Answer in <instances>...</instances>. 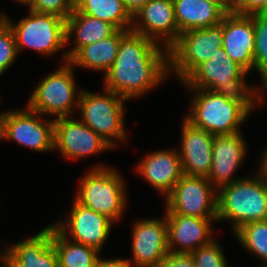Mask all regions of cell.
Wrapping results in <instances>:
<instances>
[{"label":"cell","instance_id":"cell-41","mask_svg":"<svg viewBox=\"0 0 267 267\" xmlns=\"http://www.w3.org/2000/svg\"><path fill=\"white\" fill-rule=\"evenodd\" d=\"M2 267H12L11 264L7 261Z\"/></svg>","mask_w":267,"mask_h":267},{"label":"cell","instance_id":"cell-4","mask_svg":"<svg viewBox=\"0 0 267 267\" xmlns=\"http://www.w3.org/2000/svg\"><path fill=\"white\" fill-rule=\"evenodd\" d=\"M194 97L185 119L214 136L233 135L251 115L240 103L209 89H191Z\"/></svg>","mask_w":267,"mask_h":267},{"label":"cell","instance_id":"cell-37","mask_svg":"<svg viewBox=\"0 0 267 267\" xmlns=\"http://www.w3.org/2000/svg\"><path fill=\"white\" fill-rule=\"evenodd\" d=\"M259 170L267 178V148L265 150H263L261 160H260Z\"/></svg>","mask_w":267,"mask_h":267},{"label":"cell","instance_id":"cell-31","mask_svg":"<svg viewBox=\"0 0 267 267\" xmlns=\"http://www.w3.org/2000/svg\"><path fill=\"white\" fill-rule=\"evenodd\" d=\"M29 9L36 13L52 14L66 20L75 9V0H34Z\"/></svg>","mask_w":267,"mask_h":267},{"label":"cell","instance_id":"cell-15","mask_svg":"<svg viewBox=\"0 0 267 267\" xmlns=\"http://www.w3.org/2000/svg\"><path fill=\"white\" fill-rule=\"evenodd\" d=\"M131 30L169 49L180 35L173 0H149L133 16Z\"/></svg>","mask_w":267,"mask_h":267},{"label":"cell","instance_id":"cell-9","mask_svg":"<svg viewBox=\"0 0 267 267\" xmlns=\"http://www.w3.org/2000/svg\"><path fill=\"white\" fill-rule=\"evenodd\" d=\"M28 16L16 24L7 14L0 17L13 30L18 54L23 48L34 49L42 55L60 52L66 43V20L52 14L36 13L29 9Z\"/></svg>","mask_w":267,"mask_h":267},{"label":"cell","instance_id":"cell-39","mask_svg":"<svg viewBox=\"0 0 267 267\" xmlns=\"http://www.w3.org/2000/svg\"><path fill=\"white\" fill-rule=\"evenodd\" d=\"M15 2L21 3L26 5L27 7H30L34 0H14Z\"/></svg>","mask_w":267,"mask_h":267},{"label":"cell","instance_id":"cell-11","mask_svg":"<svg viewBox=\"0 0 267 267\" xmlns=\"http://www.w3.org/2000/svg\"><path fill=\"white\" fill-rule=\"evenodd\" d=\"M164 203L165 214L217 218V189L207 177L183 175Z\"/></svg>","mask_w":267,"mask_h":267},{"label":"cell","instance_id":"cell-7","mask_svg":"<svg viewBox=\"0 0 267 267\" xmlns=\"http://www.w3.org/2000/svg\"><path fill=\"white\" fill-rule=\"evenodd\" d=\"M223 47L222 22L202 29L181 32L169 50V73L181 83L202 63L209 61Z\"/></svg>","mask_w":267,"mask_h":267},{"label":"cell","instance_id":"cell-25","mask_svg":"<svg viewBox=\"0 0 267 267\" xmlns=\"http://www.w3.org/2000/svg\"><path fill=\"white\" fill-rule=\"evenodd\" d=\"M52 244L59 267H97L100 252L87 245L69 240L52 224Z\"/></svg>","mask_w":267,"mask_h":267},{"label":"cell","instance_id":"cell-19","mask_svg":"<svg viewBox=\"0 0 267 267\" xmlns=\"http://www.w3.org/2000/svg\"><path fill=\"white\" fill-rule=\"evenodd\" d=\"M243 138L241 132L214 137L211 171L207 179L217 190L241 179L234 178V173L246 157L247 144Z\"/></svg>","mask_w":267,"mask_h":267},{"label":"cell","instance_id":"cell-18","mask_svg":"<svg viewBox=\"0 0 267 267\" xmlns=\"http://www.w3.org/2000/svg\"><path fill=\"white\" fill-rule=\"evenodd\" d=\"M223 48L234 62L250 72L254 69L255 28L252 15L236 13L223 17Z\"/></svg>","mask_w":267,"mask_h":267},{"label":"cell","instance_id":"cell-29","mask_svg":"<svg viewBox=\"0 0 267 267\" xmlns=\"http://www.w3.org/2000/svg\"><path fill=\"white\" fill-rule=\"evenodd\" d=\"M216 241L214 238L191 253L195 267H229L223 249Z\"/></svg>","mask_w":267,"mask_h":267},{"label":"cell","instance_id":"cell-12","mask_svg":"<svg viewBox=\"0 0 267 267\" xmlns=\"http://www.w3.org/2000/svg\"><path fill=\"white\" fill-rule=\"evenodd\" d=\"M73 116L54 119V150L64 158L81 159L112 147L96 132Z\"/></svg>","mask_w":267,"mask_h":267},{"label":"cell","instance_id":"cell-5","mask_svg":"<svg viewBox=\"0 0 267 267\" xmlns=\"http://www.w3.org/2000/svg\"><path fill=\"white\" fill-rule=\"evenodd\" d=\"M123 181L114 168L96 165L82 177L75 199L113 222L119 221L127 203Z\"/></svg>","mask_w":267,"mask_h":267},{"label":"cell","instance_id":"cell-32","mask_svg":"<svg viewBox=\"0 0 267 267\" xmlns=\"http://www.w3.org/2000/svg\"><path fill=\"white\" fill-rule=\"evenodd\" d=\"M233 13L252 15L267 12V0H232Z\"/></svg>","mask_w":267,"mask_h":267},{"label":"cell","instance_id":"cell-34","mask_svg":"<svg viewBox=\"0 0 267 267\" xmlns=\"http://www.w3.org/2000/svg\"><path fill=\"white\" fill-rule=\"evenodd\" d=\"M97 267H134L129 259H101L99 260Z\"/></svg>","mask_w":267,"mask_h":267},{"label":"cell","instance_id":"cell-17","mask_svg":"<svg viewBox=\"0 0 267 267\" xmlns=\"http://www.w3.org/2000/svg\"><path fill=\"white\" fill-rule=\"evenodd\" d=\"M178 150L183 175L208 177L211 171L214 135L183 119Z\"/></svg>","mask_w":267,"mask_h":267},{"label":"cell","instance_id":"cell-3","mask_svg":"<svg viewBox=\"0 0 267 267\" xmlns=\"http://www.w3.org/2000/svg\"><path fill=\"white\" fill-rule=\"evenodd\" d=\"M228 221L235 232L246 223L267 220V178L258 170L217 190V222Z\"/></svg>","mask_w":267,"mask_h":267},{"label":"cell","instance_id":"cell-13","mask_svg":"<svg viewBox=\"0 0 267 267\" xmlns=\"http://www.w3.org/2000/svg\"><path fill=\"white\" fill-rule=\"evenodd\" d=\"M112 223L114 222L107 216L93 211L74 199L67 220H61L53 225L71 241L101 252L110 235Z\"/></svg>","mask_w":267,"mask_h":267},{"label":"cell","instance_id":"cell-38","mask_svg":"<svg viewBox=\"0 0 267 267\" xmlns=\"http://www.w3.org/2000/svg\"><path fill=\"white\" fill-rule=\"evenodd\" d=\"M8 248L4 250V252H1L0 250V267L1 265H4L8 261Z\"/></svg>","mask_w":267,"mask_h":267},{"label":"cell","instance_id":"cell-27","mask_svg":"<svg viewBox=\"0 0 267 267\" xmlns=\"http://www.w3.org/2000/svg\"><path fill=\"white\" fill-rule=\"evenodd\" d=\"M237 240L247 252L258 256L267 267V220L246 223L234 232Z\"/></svg>","mask_w":267,"mask_h":267},{"label":"cell","instance_id":"cell-20","mask_svg":"<svg viewBox=\"0 0 267 267\" xmlns=\"http://www.w3.org/2000/svg\"><path fill=\"white\" fill-rule=\"evenodd\" d=\"M136 171L165 199L183 176L178 149L154 151L144 156Z\"/></svg>","mask_w":267,"mask_h":267},{"label":"cell","instance_id":"cell-8","mask_svg":"<svg viewBox=\"0 0 267 267\" xmlns=\"http://www.w3.org/2000/svg\"><path fill=\"white\" fill-rule=\"evenodd\" d=\"M73 68L69 61L64 62L53 73L41 79L30 95L27 106L43 117L73 116L75 109H78L82 93V90L75 89Z\"/></svg>","mask_w":267,"mask_h":267},{"label":"cell","instance_id":"cell-21","mask_svg":"<svg viewBox=\"0 0 267 267\" xmlns=\"http://www.w3.org/2000/svg\"><path fill=\"white\" fill-rule=\"evenodd\" d=\"M8 262L12 267H59L52 244V224L36 235L8 247Z\"/></svg>","mask_w":267,"mask_h":267},{"label":"cell","instance_id":"cell-40","mask_svg":"<svg viewBox=\"0 0 267 267\" xmlns=\"http://www.w3.org/2000/svg\"><path fill=\"white\" fill-rule=\"evenodd\" d=\"M264 90L267 91V83L262 86V104L265 103Z\"/></svg>","mask_w":267,"mask_h":267},{"label":"cell","instance_id":"cell-1","mask_svg":"<svg viewBox=\"0 0 267 267\" xmlns=\"http://www.w3.org/2000/svg\"><path fill=\"white\" fill-rule=\"evenodd\" d=\"M169 74V50L130 30L121 39L114 63L104 74L103 87L129 101L160 86Z\"/></svg>","mask_w":267,"mask_h":267},{"label":"cell","instance_id":"cell-22","mask_svg":"<svg viewBox=\"0 0 267 267\" xmlns=\"http://www.w3.org/2000/svg\"><path fill=\"white\" fill-rule=\"evenodd\" d=\"M118 29L111 23L93 18L86 14L73 10L66 19V43L71 42L73 48L63 53L62 59L69 61L82 47L101 41L113 35Z\"/></svg>","mask_w":267,"mask_h":267},{"label":"cell","instance_id":"cell-26","mask_svg":"<svg viewBox=\"0 0 267 267\" xmlns=\"http://www.w3.org/2000/svg\"><path fill=\"white\" fill-rule=\"evenodd\" d=\"M75 9L83 14L113 24L118 30H131L133 17L122 0H75Z\"/></svg>","mask_w":267,"mask_h":267},{"label":"cell","instance_id":"cell-30","mask_svg":"<svg viewBox=\"0 0 267 267\" xmlns=\"http://www.w3.org/2000/svg\"><path fill=\"white\" fill-rule=\"evenodd\" d=\"M13 30L0 17V76H2L18 57Z\"/></svg>","mask_w":267,"mask_h":267},{"label":"cell","instance_id":"cell-6","mask_svg":"<svg viewBox=\"0 0 267 267\" xmlns=\"http://www.w3.org/2000/svg\"><path fill=\"white\" fill-rule=\"evenodd\" d=\"M102 91L99 94L83 89L78 111L81 113L80 120L114 148L118 146V140L122 143L127 140L124 102L128 100L113 91Z\"/></svg>","mask_w":267,"mask_h":267},{"label":"cell","instance_id":"cell-10","mask_svg":"<svg viewBox=\"0 0 267 267\" xmlns=\"http://www.w3.org/2000/svg\"><path fill=\"white\" fill-rule=\"evenodd\" d=\"M28 106L0 112V140H12L37 152L54 150V119L41 120Z\"/></svg>","mask_w":267,"mask_h":267},{"label":"cell","instance_id":"cell-23","mask_svg":"<svg viewBox=\"0 0 267 267\" xmlns=\"http://www.w3.org/2000/svg\"><path fill=\"white\" fill-rule=\"evenodd\" d=\"M130 30H117L108 38L82 47L69 62L75 67L106 73L118 54L121 39Z\"/></svg>","mask_w":267,"mask_h":267},{"label":"cell","instance_id":"cell-35","mask_svg":"<svg viewBox=\"0 0 267 267\" xmlns=\"http://www.w3.org/2000/svg\"><path fill=\"white\" fill-rule=\"evenodd\" d=\"M125 8L133 17L149 0H122Z\"/></svg>","mask_w":267,"mask_h":267},{"label":"cell","instance_id":"cell-36","mask_svg":"<svg viewBox=\"0 0 267 267\" xmlns=\"http://www.w3.org/2000/svg\"><path fill=\"white\" fill-rule=\"evenodd\" d=\"M219 7L225 14L233 13L232 0H206Z\"/></svg>","mask_w":267,"mask_h":267},{"label":"cell","instance_id":"cell-2","mask_svg":"<svg viewBox=\"0 0 267 267\" xmlns=\"http://www.w3.org/2000/svg\"><path fill=\"white\" fill-rule=\"evenodd\" d=\"M248 73L227 56L222 47L214 58L200 64L182 84L185 88L209 89L222 94L228 100L240 103L251 114L256 104L263 105L262 86L248 85L245 80Z\"/></svg>","mask_w":267,"mask_h":267},{"label":"cell","instance_id":"cell-24","mask_svg":"<svg viewBox=\"0 0 267 267\" xmlns=\"http://www.w3.org/2000/svg\"><path fill=\"white\" fill-rule=\"evenodd\" d=\"M179 32L217 25L226 15L219 7L206 0H173Z\"/></svg>","mask_w":267,"mask_h":267},{"label":"cell","instance_id":"cell-16","mask_svg":"<svg viewBox=\"0 0 267 267\" xmlns=\"http://www.w3.org/2000/svg\"><path fill=\"white\" fill-rule=\"evenodd\" d=\"M169 252L191 254L214 239L211 224L217 218H199L179 214H165ZM177 246V247H176Z\"/></svg>","mask_w":267,"mask_h":267},{"label":"cell","instance_id":"cell-14","mask_svg":"<svg viewBox=\"0 0 267 267\" xmlns=\"http://www.w3.org/2000/svg\"><path fill=\"white\" fill-rule=\"evenodd\" d=\"M132 227V259L135 267H157L169 253L167 218L136 220Z\"/></svg>","mask_w":267,"mask_h":267},{"label":"cell","instance_id":"cell-33","mask_svg":"<svg viewBox=\"0 0 267 267\" xmlns=\"http://www.w3.org/2000/svg\"><path fill=\"white\" fill-rule=\"evenodd\" d=\"M157 267H195V263L191 254L169 252Z\"/></svg>","mask_w":267,"mask_h":267},{"label":"cell","instance_id":"cell-28","mask_svg":"<svg viewBox=\"0 0 267 267\" xmlns=\"http://www.w3.org/2000/svg\"><path fill=\"white\" fill-rule=\"evenodd\" d=\"M255 28L254 69L261 76L263 86L267 83V12L253 14Z\"/></svg>","mask_w":267,"mask_h":267}]
</instances>
